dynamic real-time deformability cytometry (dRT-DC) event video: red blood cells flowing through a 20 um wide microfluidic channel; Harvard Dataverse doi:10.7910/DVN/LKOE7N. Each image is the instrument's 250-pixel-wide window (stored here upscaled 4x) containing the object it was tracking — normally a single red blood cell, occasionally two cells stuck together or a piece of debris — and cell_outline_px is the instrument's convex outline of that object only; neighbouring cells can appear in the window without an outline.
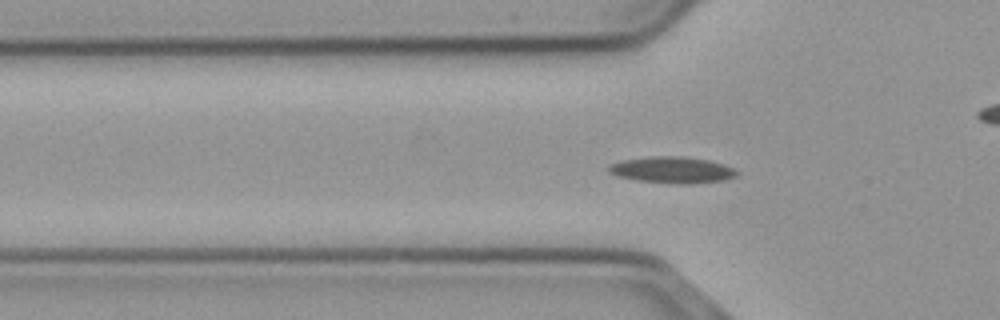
{"species": "common noctule bat (a hibernating species)", "species_latin": "Nyctalus noctula", "temperature_condition": "cold", "stored_images_in_passage": 48, "camera_frame_rate_fps": 3000, "um_per_image_px": 0.085, "animal": {"sex": "male", "body_mass_g": 23.1, "forearm_length_mm": 52.7}, "frame": {"image": 1, "passage_image": 17, "time_ms": 5.333, "image_size_px": [1000, 320], "cell_outline_px": [[740, 172], [736, 176], [724, 180], [692, 184], [680, 184], [636, 180], [616, 176], [608, 172], [608, 164], [620, 160], [652, 156], [676, 156], [708, 160], [724, 164]], "centroid_in_image_um": [57.1, 14.45], "position_along_channel_um": 68.7, "area_um2": 19.83}}
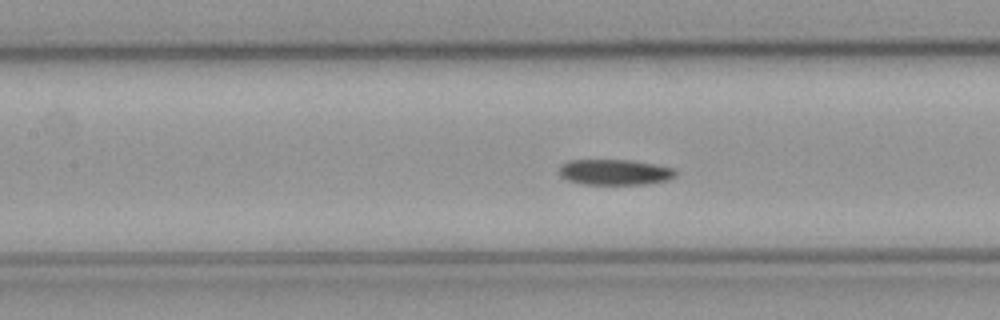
{"frame": {"image": 2, "passage_image": 24, "time_ms": 7.667, "image_size_px": [1000, 320], "cell_outline_px": [[676, 176], [668, 180], [644, 184], [584, 184], [568, 180], [560, 176], [560, 164], [568, 160], [632, 160], [656, 164], [676, 168]], "centroid_in_image_um": [52.28, 14.62], "position_along_channel_um": 155.1, "area_um2": 17.51}}
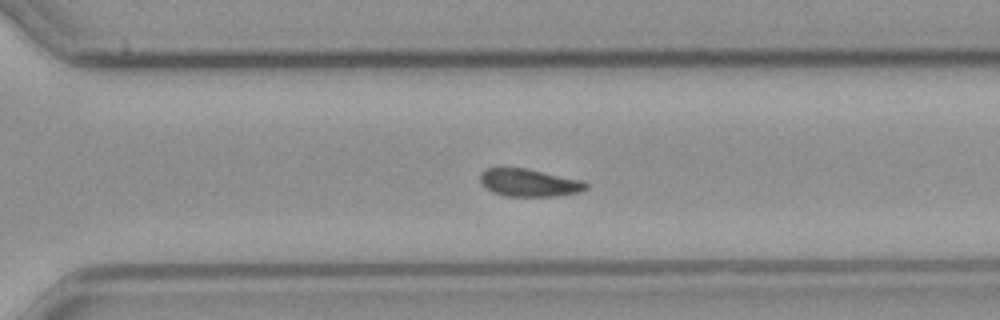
{"frame": {"image": 3, "passage_image": 38, "time_ms": 12.333, "image_size_px": [1000, 320], "cell_outline_px": [[588, 188], [580, 192], [556, 196], [504, 196], [492, 192], [484, 188], [480, 184], [480, 172], [488, 168], [524, 168], [584, 180], [588, 184]], "centroid_in_image_um": [44.97, 15.54], "position_along_channel_um": 325.6, "area_um2": 17.22}, "authors_computed_cell_mechanics": {"area_um2": 17.8313, "velocity_mm_per_s": 3.67, "shape_relaxation_time_tau1_ms": 7.4977, "shape_relaxation_time_tau2_ms": null, "deformation_change_tau1": 0.1238, "deformation_change_tau2": null}}